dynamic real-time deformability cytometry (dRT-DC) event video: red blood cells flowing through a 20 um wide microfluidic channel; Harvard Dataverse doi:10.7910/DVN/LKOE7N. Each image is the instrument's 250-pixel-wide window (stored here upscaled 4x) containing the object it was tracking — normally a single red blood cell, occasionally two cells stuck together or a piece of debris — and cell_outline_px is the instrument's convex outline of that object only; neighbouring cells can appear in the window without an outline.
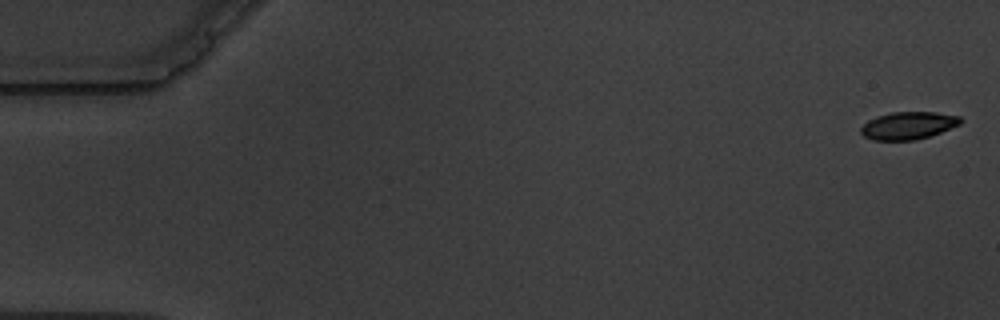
{"species": "common noctule bat (a hibernating species)", "species_latin": "Nyctalus noctula", "temperature_condition": "warm", "stored_images_in_passage": 15, "camera_frame_rate_fps": 3000, "um_per_image_px": 0.085, "animal": {"sex": "male", "body_mass_g": 19.5, "forearm_length_mm": 54.6}, "frame": {"image": 1, "passage_image": 1, "time_ms": 0.0, "image_size_px": [1000, 320], "cell_outline_px": [[964, 120], [960, 124], [940, 132], [916, 140], [872, 140], [864, 136], [860, 132], [860, 128], [868, 120], [876, 116], [892, 112], [936, 112], [960, 116]], "centroid_in_image_um": [77.19, 10.66], "position_along_channel_um": 7.8, "area_um2": 16.01}}
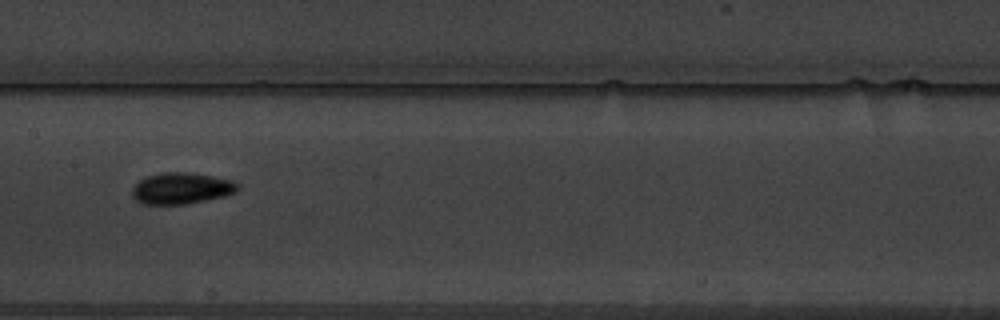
{"frame": {"image": 2, "passage_image": 8, "time_ms": 9.333, "image_size_px": [1000, 320], "cell_outline_px": [[240, 188], [236, 192], [224, 196], [184, 204], [144, 204], [136, 200], [132, 196], [132, 188], [140, 180], [148, 176], [160, 172], [184, 172], [212, 176], [232, 180], [240, 184]], "centroid_in_image_um": [15.43, 16.0], "position_along_channel_um": 192.0, "area_um2": 19.19}}
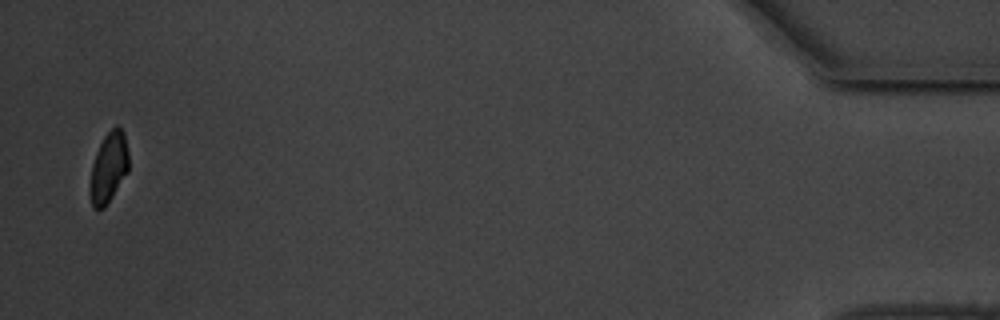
{"frame": {"image": 3, "passage_image": 15, "time_ms": 18.333, "image_size_px": [1000, 320], "cell_outline_px": [[128, 172], [104, 208], [92, 208], [88, 192], [88, 184], [92, 164], [96, 152], [104, 136], [116, 124], [124, 132], [128, 152]], "centroid_in_image_um": [9.2, 14.26], "position_along_channel_um": 426.0, "area_um2": 16.07}, "authors_computed_cell_mechanics": {"area_um2": 17.6868, "velocity_mm_per_s": 3.5558, "shape_relaxation_time_tau1_ms": 6.0615, "shape_relaxation_time_tau2_ms": 1.9629, "deformation_change_tau1": 0.1438, "deformation_change_tau2": 0.0579}}